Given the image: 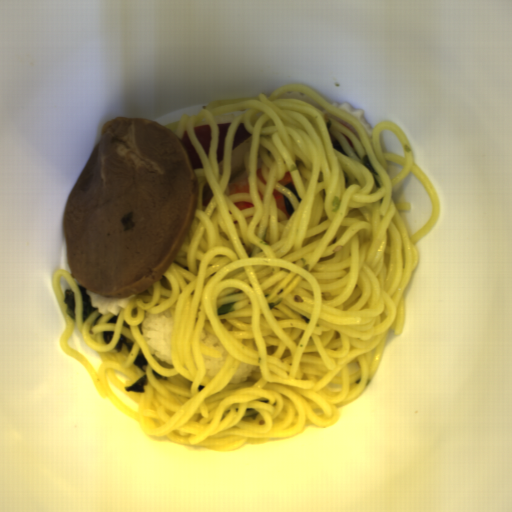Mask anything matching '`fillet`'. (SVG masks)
<instances>
[{
    "label": "fillet",
    "instance_id": "1",
    "mask_svg": "<svg viewBox=\"0 0 512 512\" xmlns=\"http://www.w3.org/2000/svg\"><path fill=\"white\" fill-rule=\"evenodd\" d=\"M192 130L204 154L208 157L210 155L213 127L209 125H199L192 127Z\"/></svg>",
    "mask_w": 512,
    "mask_h": 512
},
{
    "label": "fillet",
    "instance_id": "2",
    "mask_svg": "<svg viewBox=\"0 0 512 512\" xmlns=\"http://www.w3.org/2000/svg\"><path fill=\"white\" fill-rule=\"evenodd\" d=\"M181 140L185 146V149L187 151V154L189 156V159H190L193 169L200 170L202 168H205V165H204L199 153L197 152L196 148L194 147V145L191 141L189 131H186V130L184 131Z\"/></svg>",
    "mask_w": 512,
    "mask_h": 512
},
{
    "label": "fillet",
    "instance_id": "3",
    "mask_svg": "<svg viewBox=\"0 0 512 512\" xmlns=\"http://www.w3.org/2000/svg\"><path fill=\"white\" fill-rule=\"evenodd\" d=\"M231 122L229 123H216L218 130L217 148L215 152L217 164H220L224 159V150L226 138L229 131Z\"/></svg>",
    "mask_w": 512,
    "mask_h": 512
},
{
    "label": "fillet",
    "instance_id": "4",
    "mask_svg": "<svg viewBox=\"0 0 512 512\" xmlns=\"http://www.w3.org/2000/svg\"><path fill=\"white\" fill-rule=\"evenodd\" d=\"M250 136L251 133L246 129L244 123L236 125L232 143L233 150L244 144Z\"/></svg>",
    "mask_w": 512,
    "mask_h": 512
}]
</instances>
